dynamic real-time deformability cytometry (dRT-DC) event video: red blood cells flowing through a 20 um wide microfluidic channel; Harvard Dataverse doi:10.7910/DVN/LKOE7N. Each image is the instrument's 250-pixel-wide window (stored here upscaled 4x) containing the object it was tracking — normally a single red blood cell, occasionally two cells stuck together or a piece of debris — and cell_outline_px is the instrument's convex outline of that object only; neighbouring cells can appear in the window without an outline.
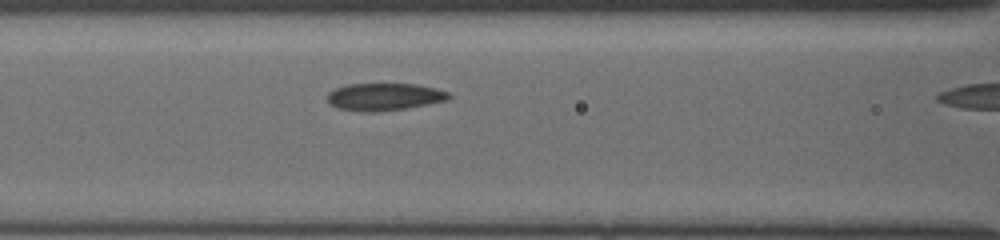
{"species": "common noctule bat (a hibernating species)", "species_latin": "Nyctalus noctula", "temperature_condition": "cold", "stored_images_in_passage": 11, "camera_frame_rate_fps": 3000, "um_per_image_px": 0.085, "animal": {"sex": "female", "body_mass_g": 19.5, "forearm_length_mm": 54.1}, "frame": {"image": 1, "passage_image": 10, "time_ms": 3.0, "image_size_px": [1000, 240], "cell_outline_px": [[452, 96], [448, 100], [428, 104], [404, 108], [376, 112], [368, 112], [340, 108], [328, 104], [328, 92], [336, 88], [348, 84], [416, 84], [436, 88], [448, 92]], "centroid_in_image_um": [32.68, 8.22], "position_along_channel_um": 133.9, "area_um2": 19.25}}